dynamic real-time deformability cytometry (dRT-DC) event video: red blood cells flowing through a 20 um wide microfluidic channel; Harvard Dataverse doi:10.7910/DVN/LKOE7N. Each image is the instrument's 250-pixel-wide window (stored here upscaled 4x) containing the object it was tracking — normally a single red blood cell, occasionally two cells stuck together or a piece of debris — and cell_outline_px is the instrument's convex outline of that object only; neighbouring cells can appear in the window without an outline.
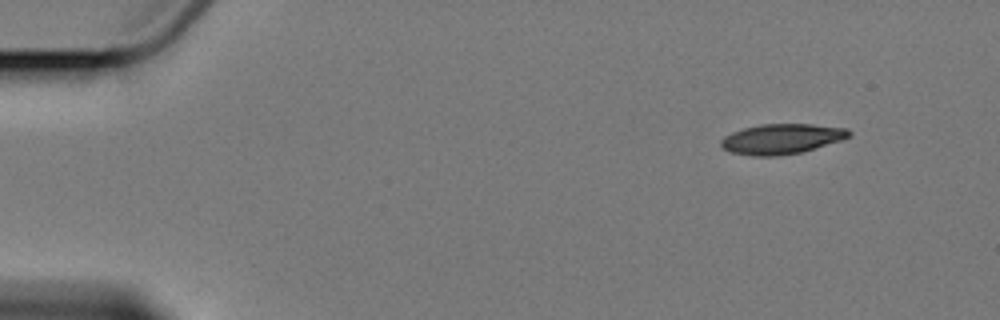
{"species": "Egyptian fruit bat (a non-hibernating species)", "species_latin": "Rousettus aegyptiacus", "temperature_condition": "cold", "stored_images_in_passage": 4, "camera_frame_rate_fps": 3000, "um_per_image_px": 0.085, "animal": {"sex": "female"}, "frame": {"image": 1, "passage_image": 1, "time_ms": 0.0, "image_size_px": [1000, 320], "cell_outline_px": [[852, 132], [848, 136], [840, 140], [800, 152], [772, 156], [756, 156], [732, 152], [724, 148], [720, 144], [720, 140], [724, 136], [732, 132], [744, 128], [760, 124], [812, 124], [848, 128]], "centroid_in_image_um": [66.42, 11.79], "position_along_channel_um": 18.6, "area_um2": 22.14}}
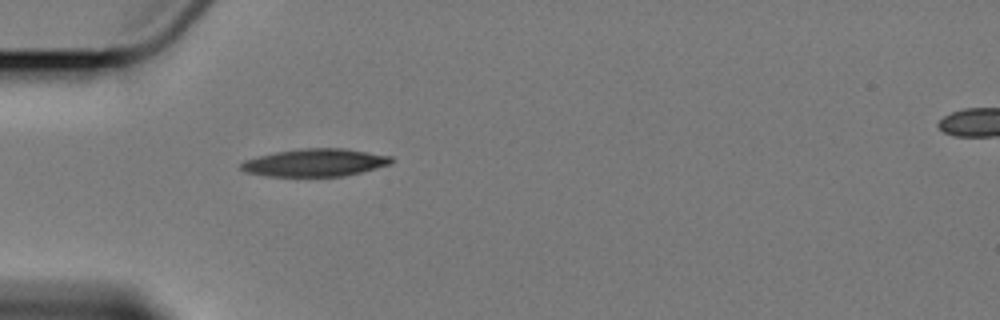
{"frame": {"image": 2, "passage_image": 4, "time_ms": 4.0, "image_size_px": [1000, 320], "cell_outline_px": [[396, 160], [392, 164], [344, 176], [268, 176], [244, 172], [240, 168], [240, 164], [244, 160], [276, 152], [300, 148], [344, 148], [392, 156]], "centroid_in_image_um": [26.81, 13.82], "position_along_channel_um": 58.2, "area_um2": 24.28}}